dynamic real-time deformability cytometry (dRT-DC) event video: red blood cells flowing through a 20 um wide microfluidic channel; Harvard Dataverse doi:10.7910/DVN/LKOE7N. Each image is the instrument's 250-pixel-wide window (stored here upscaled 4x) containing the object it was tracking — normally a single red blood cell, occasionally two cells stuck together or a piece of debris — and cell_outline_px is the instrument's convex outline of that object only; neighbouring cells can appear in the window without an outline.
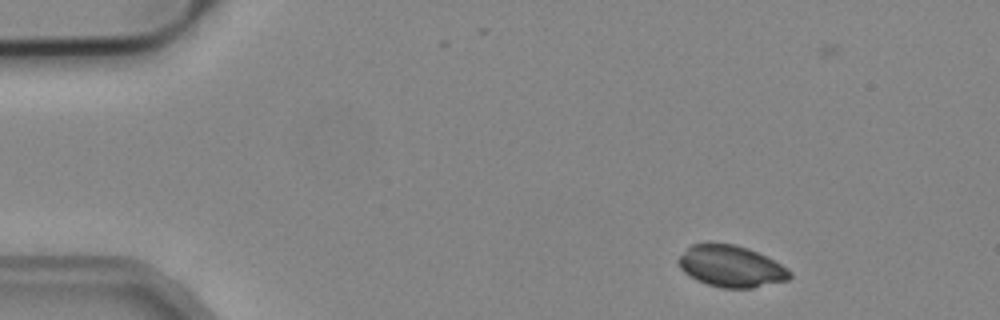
{"species": "common noctule bat (a hibernating species)", "species_latin": "Nyctalus noctula", "temperature_condition": "cold", "stored_images_in_passage": 4, "camera_frame_rate_fps": 3000, "um_per_image_px": 0.085, "animal": {"sex": "male", "body_mass_g": 19.2, "forearm_length_mm": 51.8}, "frame": {"image": 1, "passage_image": 2, "time_ms": 0.333, "image_size_px": [1000, 320], "cell_outline_px": [[792, 276], [788, 280], [752, 288], [724, 288], [708, 284], [696, 280], [684, 272], [680, 268], [676, 260], [692, 244], [708, 240], [736, 244], [748, 248], [788, 268], [792, 272]], "centroid_in_image_um": [62.1, 22.6], "position_along_channel_um": 22.9, "area_um2": 27.28}}